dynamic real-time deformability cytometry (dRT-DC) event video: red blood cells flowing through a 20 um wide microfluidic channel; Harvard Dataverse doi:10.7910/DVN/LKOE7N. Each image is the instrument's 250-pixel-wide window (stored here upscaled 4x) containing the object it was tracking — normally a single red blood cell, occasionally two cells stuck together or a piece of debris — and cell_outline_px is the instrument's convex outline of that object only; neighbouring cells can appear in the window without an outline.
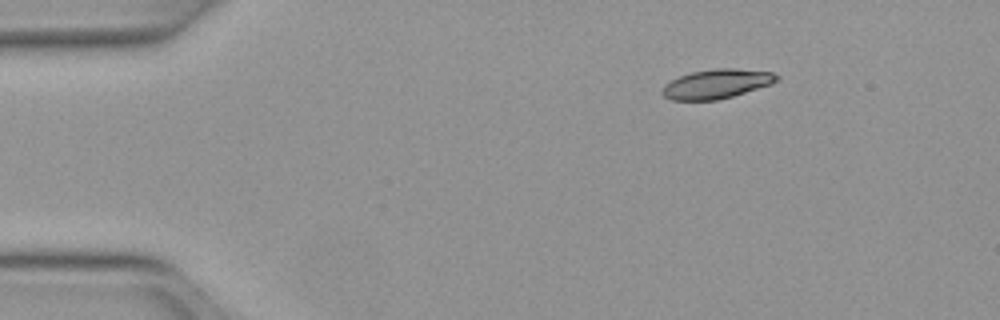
{"species": "Egyptian fruit bat (a non-hibernating species)", "species_latin": "Rousettus aegyptiacus", "temperature_condition": "warm", "stored_images_in_passage": 25, "camera_frame_rate_fps": 3000, "um_per_image_px": 0.085, "animal": {"sex": "female"}, "frame": {"image": 1, "passage_image": 1, "time_ms": 0.0, "image_size_px": [1000, 320], "cell_outline_px": [[780, 76], [772, 84], [732, 96], [716, 100], [672, 100], [664, 96], [660, 92], [664, 84], [680, 76], [692, 72], [712, 68], [736, 68], [772, 72]], "centroid_in_image_um": [60.9, 7.12], "position_along_channel_um": 24.1, "area_um2": 19.54}}
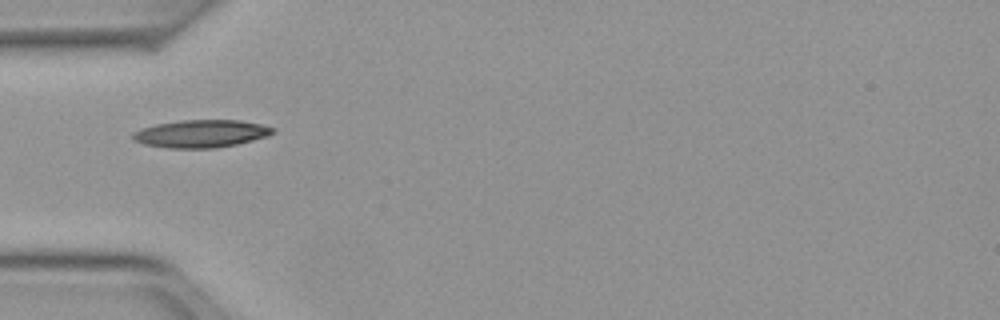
{"frame": {"image": 2, "passage_image": 10, "time_ms": 3.0, "image_size_px": [1000, 320], "cell_outline_px": [[276, 132], [268, 136], [236, 144], [216, 148], [168, 148], [144, 144], [132, 140], [132, 132], [140, 128], [156, 124], [180, 120], [240, 120], [260, 124], [276, 128]], "centroid_in_image_um": [17.08, 11.36], "position_along_channel_um": 67.9, "area_um2": 22.72}}
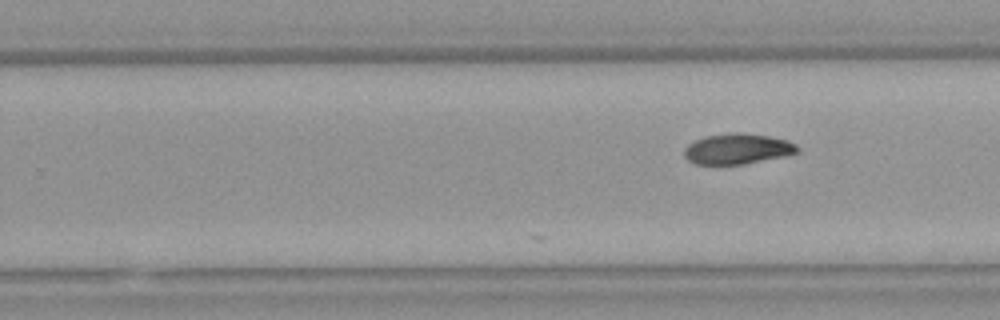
{"frame": {"image": 3, "passage_image": 25, "time_ms": 8.0, "image_size_px": [1000, 320], "cell_outline_px": [[800, 148], [796, 152], [784, 156], [744, 164], [696, 164], [688, 160], [684, 156], [684, 148], [688, 144], [704, 136], [728, 132], [740, 132], [768, 136], [788, 140], [796, 144]], "centroid_in_image_um": [62.67, 12.64], "position_along_channel_um": 267.1, "area_um2": 20.17}}